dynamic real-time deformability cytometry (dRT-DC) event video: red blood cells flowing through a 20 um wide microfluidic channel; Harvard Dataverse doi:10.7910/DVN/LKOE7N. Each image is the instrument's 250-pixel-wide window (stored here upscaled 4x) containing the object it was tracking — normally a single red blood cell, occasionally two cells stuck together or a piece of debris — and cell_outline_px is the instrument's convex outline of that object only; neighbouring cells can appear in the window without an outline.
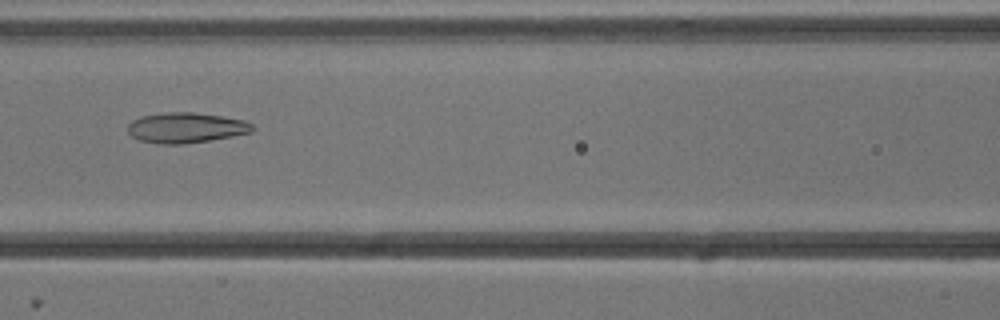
{"species": "common noctule bat (a hibernating species)", "species_latin": "Nyctalus noctula", "temperature_condition": "cold", "stored_images_in_passage": 50, "camera_frame_rate_fps": 3000, "um_per_image_px": 0.085, "animal": {"sex": "male", "body_mass_g": 13.3}, "frame": {"image": 1, "passage_image": 23, "time_ms": 7.333, "image_size_px": [1000, 320], "cell_outline_px": [[256, 128], [252, 132], [232, 136], [184, 144], [160, 144], [140, 140], [132, 136], [128, 132], [128, 124], [132, 120], [140, 116], [164, 112], [196, 112], [244, 120], [252, 124]], "centroid_in_image_um": [15.8, 10.85], "position_along_channel_um": 150.8, "area_um2": 22.08}}
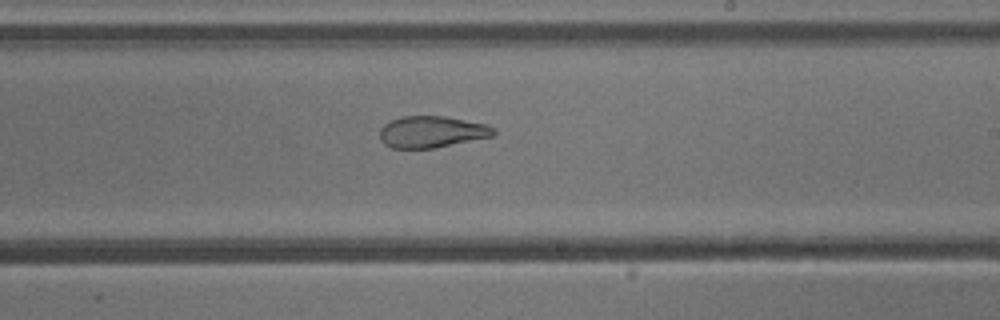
{"frame": {"image": 2, "passage_image": 31, "time_ms": 10.0, "image_size_px": [1000, 320], "cell_outline_px": [[496, 132], [492, 136], [436, 148], [392, 148], [384, 144], [380, 140], [380, 128], [384, 124], [392, 120], [404, 116], [444, 116], [488, 124], [496, 128]], "centroid_in_image_um": [36.71, 11.21], "position_along_channel_um": 252.3, "area_um2": 21.04}}
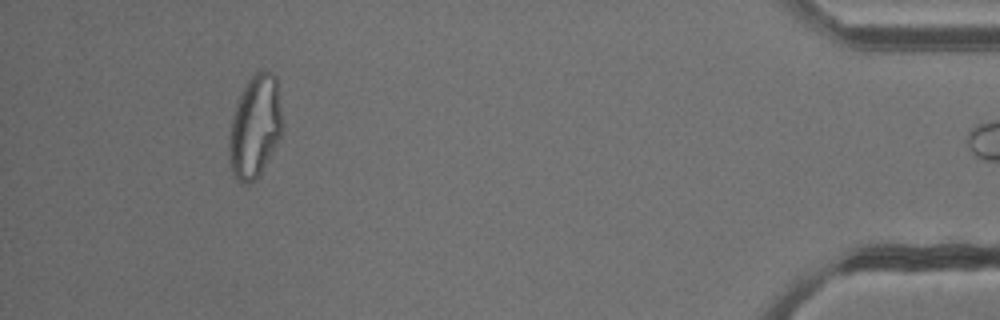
{"frame": {"image": 3, "passage_image": 49, "time_ms": 16.0, "image_size_px": [1000, 320], "cell_outline_px": [[284, 124], [280, 136], [260, 176], [248, 184], [240, 184], [232, 172], [228, 144], [232, 116], [240, 96], [248, 80], [260, 68], [272, 72], [276, 76]], "centroid_in_image_um": [21.7, 10.76], "position_along_channel_um": 413.5, "area_um2": 32.02}}